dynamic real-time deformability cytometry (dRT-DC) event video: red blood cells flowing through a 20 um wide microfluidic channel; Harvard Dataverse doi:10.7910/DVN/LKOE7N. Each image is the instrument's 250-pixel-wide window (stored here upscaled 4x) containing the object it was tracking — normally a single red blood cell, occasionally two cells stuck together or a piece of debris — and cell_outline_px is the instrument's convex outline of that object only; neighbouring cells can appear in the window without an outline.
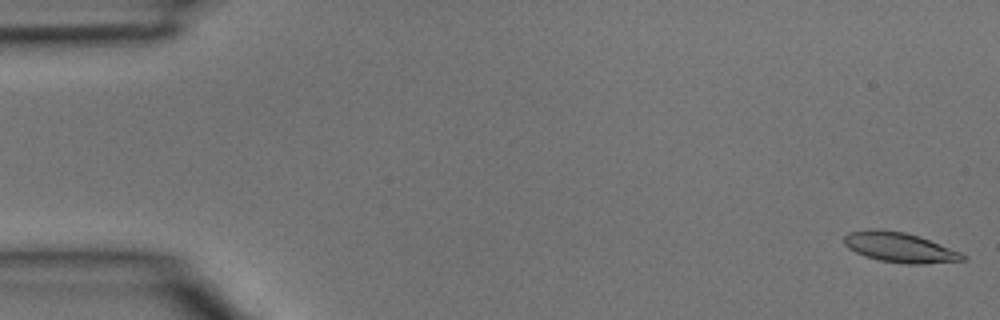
{"species": "common noctule bat (a hibernating species)", "species_latin": "Nyctalus noctula", "temperature_condition": "room temperature", "stored_images_in_passage": 4, "camera_frame_rate_fps": 3000, "um_per_image_px": 0.085, "animal": {"sex": "male", "body_mass_g": 15.6}, "frame": {"image": 1, "passage_image": 1, "time_ms": 0.0, "image_size_px": [1000, 320], "cell_outline_px": [[968, 256], [964, 260], [924, 264], [908, 264], [880, 260], [864, 256], [848, 248], [844, 244], [844, 236], [848, 232], [872, 228], [876, 228], [904, 232], [920, 236], [960, 252]], "centroid_in_image_um": [76.45, 21.02], "position_along_channel_um": 8.5, "area_um2": 20.75}}
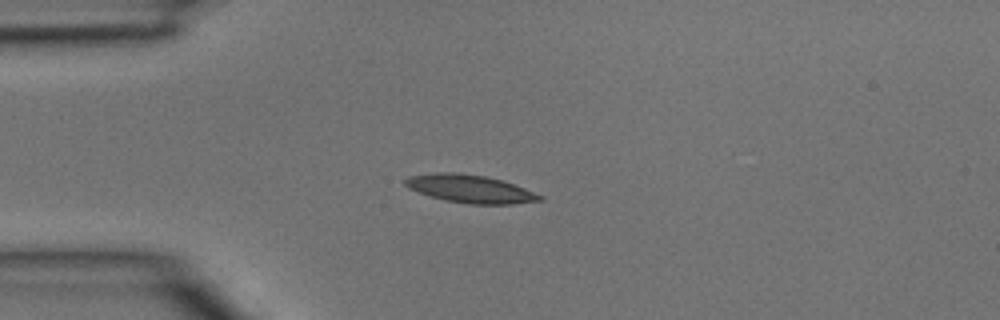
{"frame": {"image": 2, "passage_image": 4, "time_ms": 1.0, "image_size_px": [1000, 320], "cell_outline_px": [[544, 200], [512, 204], [468, 204], [448, 200], [432, 196], [408, 188], [404, 184], [404, 180], [408, 176], [436, 172], [456, 172], [484, 176], [500, 180], [524, 188], [544, 196]], "centroid_in_image_um": [39.96, 16.04], "position_along_channel_um": 45.0, "area_um2": 21.68}}